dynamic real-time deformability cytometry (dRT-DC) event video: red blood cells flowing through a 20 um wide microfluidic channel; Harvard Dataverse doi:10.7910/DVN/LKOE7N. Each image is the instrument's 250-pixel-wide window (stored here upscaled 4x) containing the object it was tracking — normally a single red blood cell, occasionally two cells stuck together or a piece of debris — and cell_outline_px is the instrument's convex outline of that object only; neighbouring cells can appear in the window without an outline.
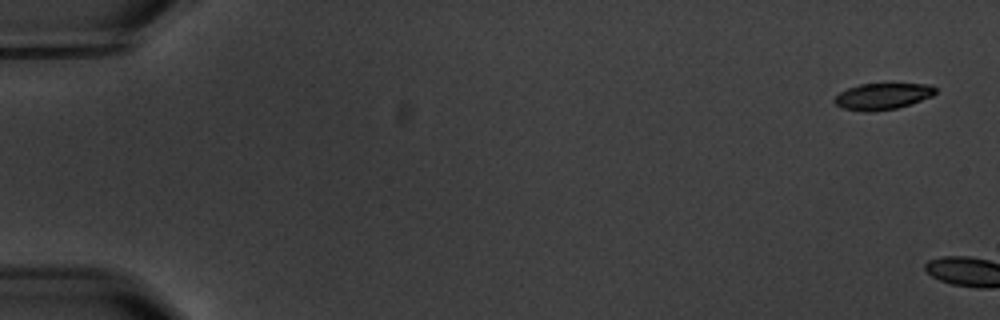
{"species": "common noctule bat (a hibernating species)", "species_latin": "Nyctalus noctula", "temperature_condition": "warm", "stored_images_in_passage": 2, "camera_frame_rate_fps": 3000, "um_per_image_px": 0.085, "animal": {"sex": "male", "body_mass_g": 20.1, "forearm_length_mm": 53.5}, "frame": {"image": 1, "passage_image": 1, "time_ms": 0.0, "image_size_px": [1000, 320], "cell_outline_px": [[936, 92], [932, 96], [896, 108], [868, 112], [864, 112], [844, 108], [836, 104], [832, 100], [840, 92], [848, 88], [860, 84], [932, 84], [936, 88]], "centroid_in_image_um": [75.0, 8.18], "position_along_channel_um": 10.0, "area_um2": 15.32}}